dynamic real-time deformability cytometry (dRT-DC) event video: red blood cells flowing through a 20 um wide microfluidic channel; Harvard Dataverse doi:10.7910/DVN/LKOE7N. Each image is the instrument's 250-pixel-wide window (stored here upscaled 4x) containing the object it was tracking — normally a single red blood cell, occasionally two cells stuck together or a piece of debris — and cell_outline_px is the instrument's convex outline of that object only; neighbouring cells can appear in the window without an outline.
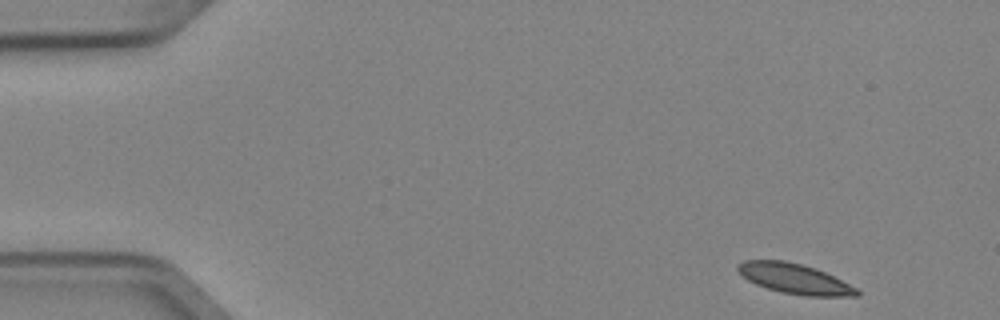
{"species": "Egyptian fruit bat (a non-hibernating species)", "species_latin": "Rousettus aegyptiacus", "temperature_condition": "cold", "stored_images_in_passage": 4, "camera_frame_rate_fps": 3000, "um_per_image_px": 0.085, "animal": {"sex": "female"}, "frame": {"image": 1, "passage_image": 1, "time_ms": 0.0, "image_size_px": [1000, 320], "cell_outline_px": [[860, 296], [804, 296], [784, 292], [768, 288], [756, 284], [748, 280], [736, 268], [744, 260], [784, 260], [816, 268], [856, 288], [860, 292]], "centroid_in_image_um": [67.55, 23.69], "position_along_channel_um": 17.4, "area_um2": 20.46}}
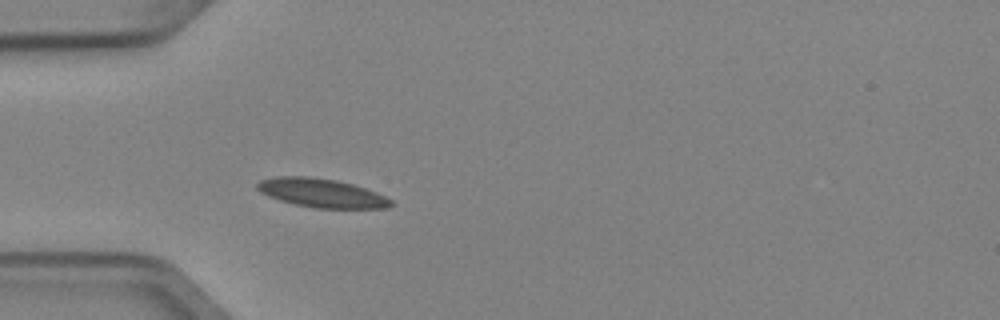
{"frame": {"image": 2, "passage_image": 4, "time_ms": 1.0, "image_size_px": [1000, 320], "cell_outline_px": [[396, 204], [388, 208], [312, 208], [280, 200], [268, 196], [260, 192], [256, 188], [256, 184], [260, 180], [276, 176], [308, 176], [336, 180], [352, 184], [376, 192], [392, 200]], "centroid_in_image_um": [27.33, 16.4], "position_along_channel_um": 57.7, "area_um2": 22.48}}